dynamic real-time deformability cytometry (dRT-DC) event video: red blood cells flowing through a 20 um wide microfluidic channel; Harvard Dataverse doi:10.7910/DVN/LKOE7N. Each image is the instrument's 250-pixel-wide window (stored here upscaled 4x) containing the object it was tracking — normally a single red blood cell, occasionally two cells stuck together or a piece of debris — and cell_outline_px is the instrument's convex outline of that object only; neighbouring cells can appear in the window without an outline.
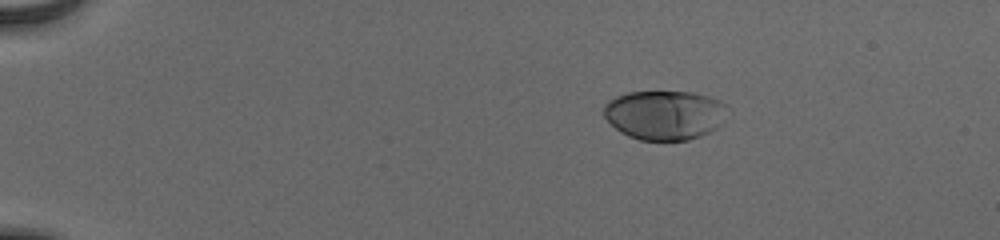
{"species": "human", "species_latin": "Homo sapiens", "temperature_condition": "cold", "stored_images_in_passage": 4, "camera_frame_rate_fps": 3000, "um_per_image_px": 0.085, "donor": {"sex": "male"}, "frame": {"image": 1, "passage_image": 1, "time_ms": 0.0, "image_size_px": [1000, 240], "cell_outline_px": [[724, 104], [716, 128], [700, 136], [688, 140], [640, 140], [628, 136], [616, 128], [604, 116], [604, 108], [608, 100], [616, 96], [628, 92], [692, 92], [708, 96], [720, 100]], "centroid_in_image_um": [56.41, 9.76], "position_along_channel_um": 28.6, "area_um2": 34.8}}